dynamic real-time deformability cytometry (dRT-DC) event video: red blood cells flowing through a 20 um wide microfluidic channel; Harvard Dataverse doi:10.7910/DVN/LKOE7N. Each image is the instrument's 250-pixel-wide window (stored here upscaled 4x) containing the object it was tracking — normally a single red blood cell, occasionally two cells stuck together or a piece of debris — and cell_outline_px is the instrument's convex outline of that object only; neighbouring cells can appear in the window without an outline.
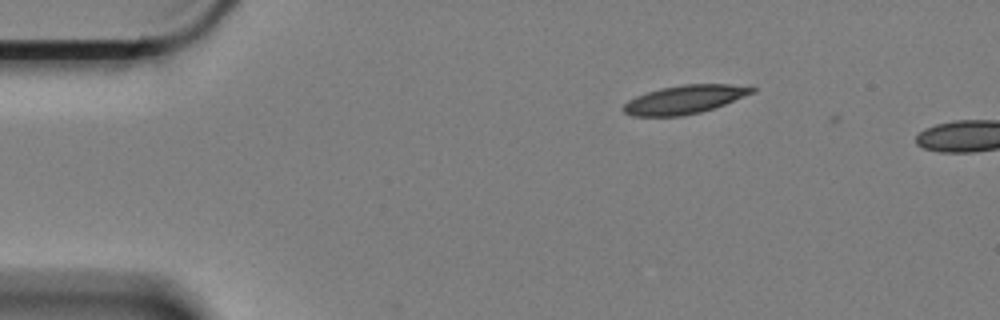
{"species": "Egyptian fruit bat (a non-hibernating species)", "species_latin": "Rousettus aegyptiacus", "temperature_condition": "cold", "stored_images_in_passage": 2, "camera_frame_rate_fps": 3000, "um_per_image_px": 0.085, "animal": {"sex": "female"}, "frame": {"image": 1, "passage_image": 1, "time_ms": 0.0, "image_size_px": [1000, 320], "cell_outline_px": [[756, 92], [724, 104], [700, 112], [684, 116], [632, 116], [624, 112], [620, 108], [628, 100], [636, 96], [660, 88], [684, 84], [728, 84], [756, 88]], "centroid_in_image_um": [58.15, 8.46], "position_along_channel_um": 26.8, "area_um2": 21.27}}